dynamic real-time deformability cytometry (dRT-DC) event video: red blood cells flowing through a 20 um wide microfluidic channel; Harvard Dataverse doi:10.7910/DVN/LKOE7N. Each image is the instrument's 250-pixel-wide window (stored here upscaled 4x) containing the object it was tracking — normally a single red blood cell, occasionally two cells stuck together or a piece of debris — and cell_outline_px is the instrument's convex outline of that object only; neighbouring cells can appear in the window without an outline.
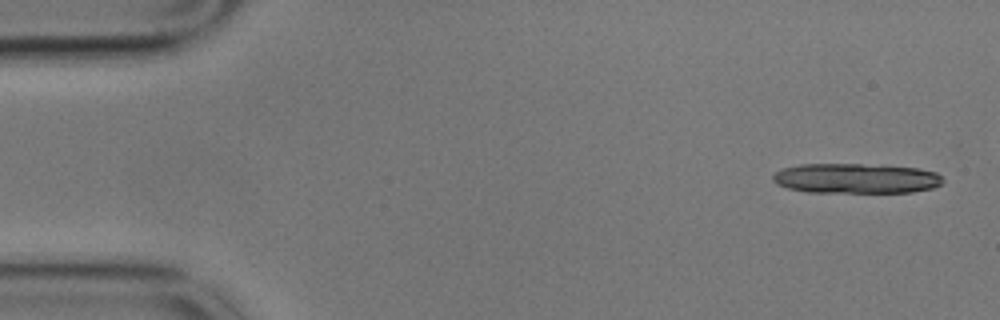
{"species": "common noctule bat (a hibernating species)", "species_latin": "Nyctalus noctula", "temperature_condition": "cold", "stored_images_in_passage": 13, "camera_frame_rate_fps": 3000, "um_per_image_px": 0.085, "animal": {"sex": "male", "body_mass_g": 17.9}, "frame": {"image": 1, "passage_image": 1, "time_ms": 0.0, "image_size_px": [1000, 320], "cell_outline_px": [[944, 180], [940, 184], [932, 188], [912, 192], [808, 192], [788, 188], [776, 184], [772, 180], [772, 176], [776, 172], [784, 168], [800, 164], [860, 164], [916, 168], [936, 172]], "centroid_in_image_um": [72.73, 15.17], "position_along_channel_um": 12.3, "area_um2": 29.54}}